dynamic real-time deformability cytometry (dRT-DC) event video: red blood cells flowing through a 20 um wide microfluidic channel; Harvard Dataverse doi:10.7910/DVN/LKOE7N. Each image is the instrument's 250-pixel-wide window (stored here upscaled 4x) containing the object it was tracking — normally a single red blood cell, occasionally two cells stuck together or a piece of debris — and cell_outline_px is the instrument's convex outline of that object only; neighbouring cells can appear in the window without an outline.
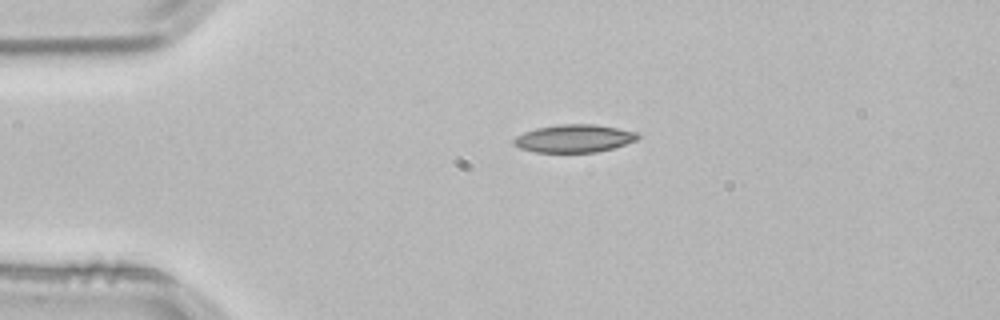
{"species": "common noctule bat (a hibernating species)", "species_latin": "Nyctalus noctula", "temperature_condition": "room temperature", "stored_images_in_passage": 42, "camera_frame_rate_fps": 3000, "um_per_image_px": 0.085, "animal": {"sex": "male", "body_mass_g": 21.5, "forearm_length_mm": 52.0}, "frame": {"image": 1, "passage_image": 1, "time_ms": 0.0, "image_size_px": [1000, 320], "cell_outline_px": [[640, 136], [636, 140], [612, 148], [596, 152], [536, 152], [520, 148], [512, 144], [512, 140], [516, 136], [524, 132], [536, 128], [560, 124], [592, 124], [616, 128], [636, 132]], "centroid_in_image_um": [48.75, 11.77], "position_along_channel_um": 36.2, "area_um2": 19.94}}
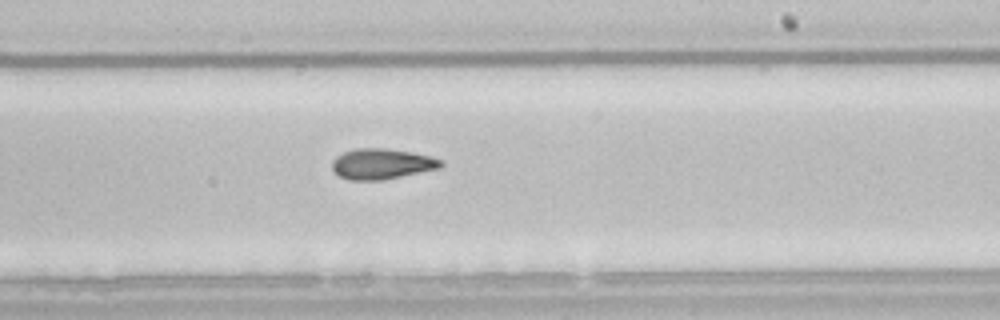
{"frame": {"image": 2, "passage_image": 21, "time_ms": 6.667, "image_size_px": [1000, 320], "cell_outline_px": [[444, 164], [440, 168], [384, 180], [348, 180], [340, 176], [332, 168], [332, 160], [336, 156], [344, 152], [356, 148], [388, 148], [412, 152], [432, 156], [444, 160]], "centroid_in_image_um": [32.49, 13.92], "position_along_channel_um": 256.5, "area_um2": 19.59}}
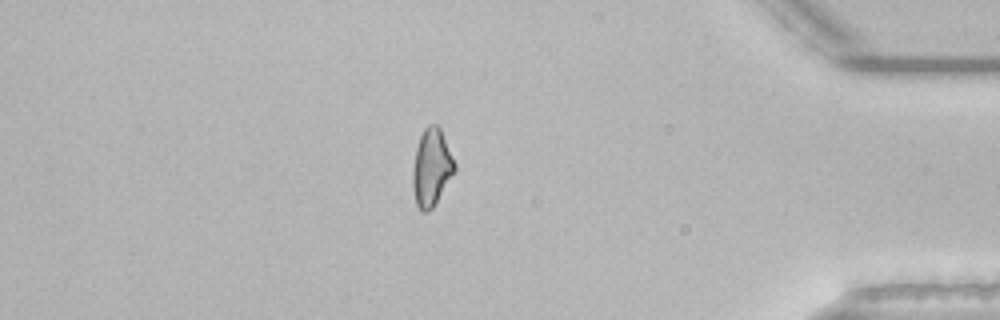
{"frame": {"image": 3, "passage_image": 35, "time_ms": 11.333, "image_size_px": [1000, 320], "cell_outline_px": [[456, 168], [432, 208], [428, 212], [420, 212], [416, 204], [412, 188], [412, 172], [416, 148], [420, 136], [424, 128], [428, 124], [436, 124], [440, 128], [456, 164]], "centroid_in_image_um": [36.65, 14.24], "position_along_channel_um": 398.5, "area_um2": 18.73}}